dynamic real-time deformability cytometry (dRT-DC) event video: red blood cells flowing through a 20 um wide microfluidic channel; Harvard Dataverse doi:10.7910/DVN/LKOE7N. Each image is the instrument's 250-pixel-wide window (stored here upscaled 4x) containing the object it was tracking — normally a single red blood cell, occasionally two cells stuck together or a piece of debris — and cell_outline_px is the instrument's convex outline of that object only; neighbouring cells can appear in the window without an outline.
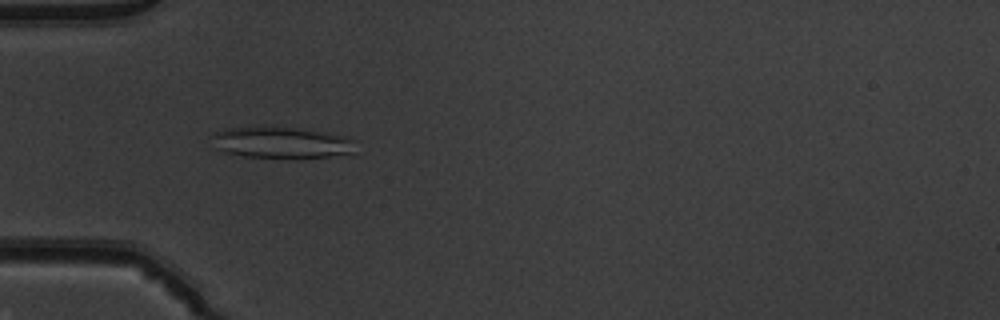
{"species": "common noctule bat (a hibernating species)", "species_latin": "Nyctalus noctula", "temperature_condition": "warm", "stored_images_in_passage": 39, "camera_frame_rate_fps": 3000, "um_per_image_px": 0.085, "animal": {"sex": "male", "body_mass_g": 19.5, "forearm_length_mm": 54.6}, "frame": {"image": 1, "passage_image": 4, "time_ms": 1.0, "image_size_px": [1000, 320], "cell_outline_px": [[356, 152], [328, 156], [292, 160], [244, 156], [224, 152], [212, 148], [212, 136], [216, 132], [224, 128], [264, 124], [272, 124], [328, 132], [344, 136], [352, 140]], "centroid_in_image_um": [23.84, 12.1], "position_along_channel_um": 61.2, "area_um2": 27.86}}
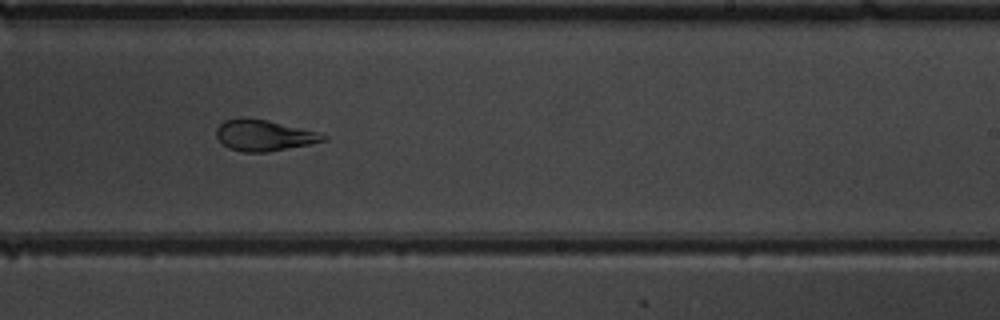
{"frame": {"image": 2, "passage_image": 20, "time_ms": 6.333, "image_size_px": [1000, 320], "cell_outline_px": [[328, 140], [268, 152], [244, 152], [228, 148], [216, 136], [216, 128], [224, 120], [268, 120], [316, 132], [328, 136]], "centroid_in_image_um": [22.45, 11.54], "position_along_channel_um": 266.6, "area_um2": 18.67}}
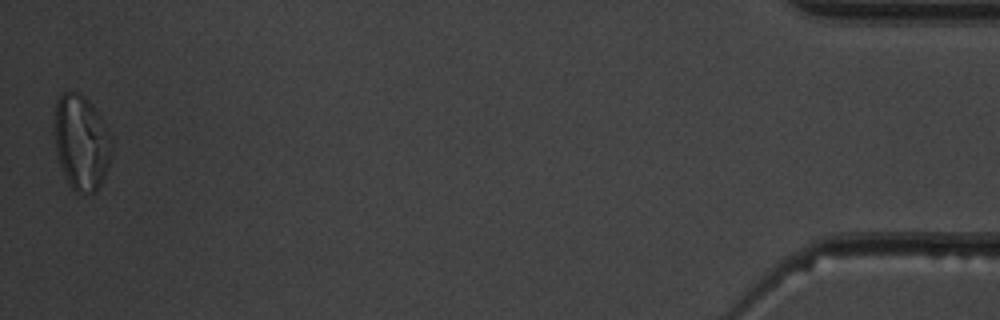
{"frame": {"image": 3, "passage_image": 39, "time_ms": 12.667, "image_size_px": [1000, 320], "cell_outline_px": [[112, 156], [104, 176], [96, 192], [76, 192], [72, 188], [60, 164], [56, 152], [56, 100], [64, 92], [80, 92], [92, 104], [112, 136]], "centroid_in_image_um": [6.95, 12.09], "position_along_channel_um": 428.2, "area_um2": 31.27}, "authors_computed_cell_mechanics": {"area_um2": 20.808, "velocity_mm_per_s": 3.9257, "shape_relaxation_time_tau1_ms": null, "shape_relaxation_time_tau2_ms": 1.5882, "deformation_change_tau1": null, "deformation_change_tau2": 0.0905}}